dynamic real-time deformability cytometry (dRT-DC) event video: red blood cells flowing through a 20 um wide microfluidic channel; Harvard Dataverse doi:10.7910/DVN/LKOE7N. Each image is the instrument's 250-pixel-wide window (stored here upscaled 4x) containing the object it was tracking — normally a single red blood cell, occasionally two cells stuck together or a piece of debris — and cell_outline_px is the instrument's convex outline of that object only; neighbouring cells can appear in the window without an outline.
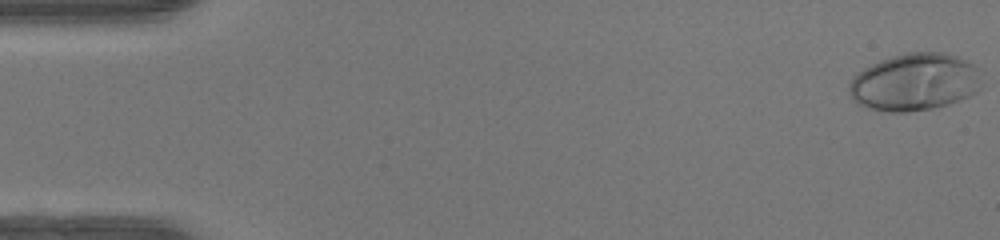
{"species": "human", "species_latin": "Homo sapiens", "temperature_condition": "warm", "stored_images_in_passage": 49, "camera_frame_rate_fps": 3000, "um_per_image_px": 0.085, "donor": {"sex": "female"}, "frame": {"image": 1, "passage_image": 1, "time_ms": 0.0, "image_size_px": [1000, 240], "cell_outline_px": [[980, 88], [976, 92], [968, 96], [948, 104], [932, 108], [908, 112], [888, 112], [856, 104], [852, 100], [848, 92], [848, 84], [852, 76], [856, 72], [880, 60], [904, 52], [944, 52], [956, 56], [972, 64], [976, 68]], "centroid_in_image_um": [77.66, 6.98], "position_along_channel_um": 7.3, "area_um2": 44.27}}
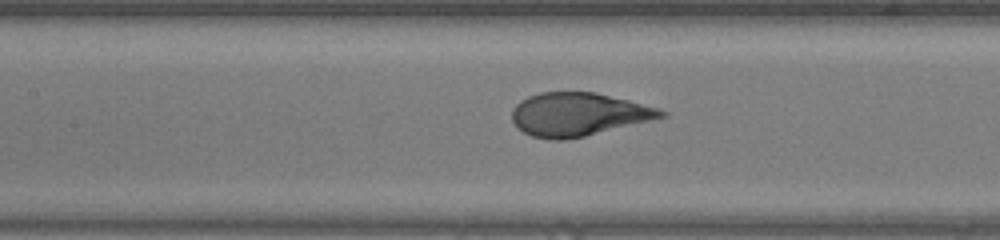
{"frame": {"image": 2, "passage_image": 23, "time_ms": 7.333, "image_size_px": [1000, 240], "cell_outline_px": [[668, 116], [584, 136], [564, 140], [552, 140], [532, 136], [516, 128], [512, 120], [512, 108], [520, 100], [528, 96], [540, 92], [596, 92], [628, 100], [656, 108], [668, 112]], "centroid_in_image_um": [49.11, 9.72], "position_along_channel_um": 158.3, "area_um2": 37.51}}
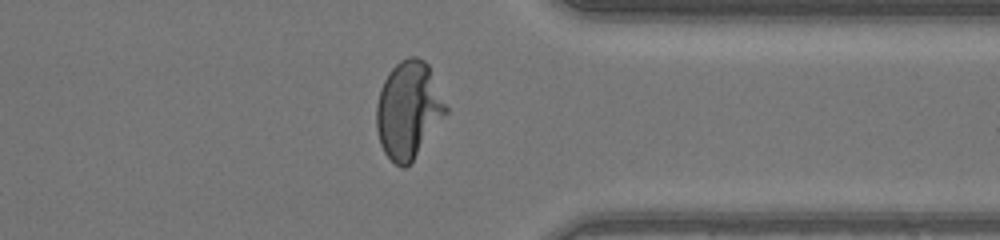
{"frame": {"image": 3, "passage_image": 39, "time_ms": 12.667, "image_size_px": [1000, 240], "cell_outline_px": [[448, 112], [412, 160], [404, 168], [400, 168], [384, 152], [380, 144], [376, 128], [376, 104], [380, 88], [388, 72], [400, 60], [408, 56], [416, 56], [424, 60], [428, 64], [448, 108]], "centroid_in_image_um": [34.7, 9.31], "position_along_channel_um": 376.7, "area_um2": 39.13}, "authors_computed_cell_mechanics": {"area_um2": 38.437, "velocity_mm_per_s": 4.215, "shape_relaxation_time_tau1_ms": 3.9911, "shape_relaxation_time_tau2_ms": null, "deformation_change_tau1": 0.2672, "deformation_change_tau2": null}}